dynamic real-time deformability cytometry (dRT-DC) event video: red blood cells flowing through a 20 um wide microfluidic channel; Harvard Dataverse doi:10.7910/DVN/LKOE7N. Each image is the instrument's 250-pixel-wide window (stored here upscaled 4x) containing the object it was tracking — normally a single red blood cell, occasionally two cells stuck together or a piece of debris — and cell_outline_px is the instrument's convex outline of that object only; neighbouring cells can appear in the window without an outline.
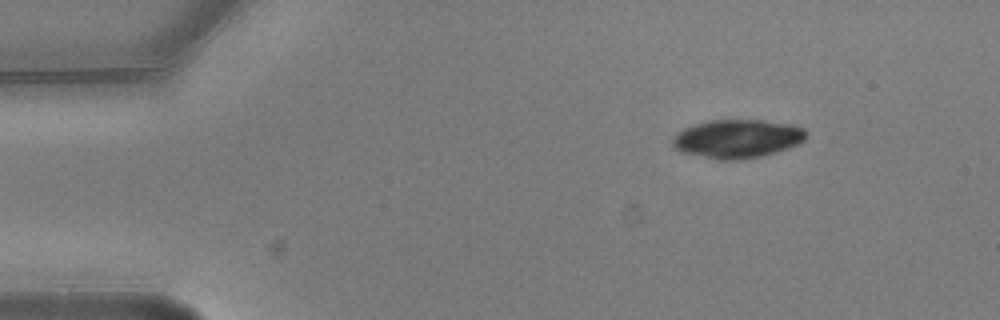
{"species": "common noctule bat (a hibernating species)", "species_latin": "Nyctalus noctula", "temperature_condition": "warm", "stored_images_in_passage": 5, "segment_of_instrument_passage": [2, 2], "camera_frame_rate_fps": 3000, "um_per_image_px": 0.085, "animal": {"sex": "male", "body_mass_g": 20.5, "forearm_length_mm": 52.5}, "frame": {"image": 1, "passage_image": 5, "time_ms": 1.333, "image_size_px": [1000, 320], "cell_outline_px": [[808, 136], [800, 144], [788, 148], [760, 156], [740, 160], [720, 160], [680, 152], [672, 144], [672, 136], [684, 128], [692, 124], [708, 120], [764, 120], [792, 124], [804, 128], [808, 132]], "centroid_in_image_um": [62.68, 11.78], "position_along_channel_um": 22.3, "area_um2": 30.35}}